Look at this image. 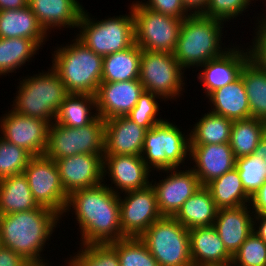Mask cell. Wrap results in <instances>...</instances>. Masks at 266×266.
<instances>
[{"mask_svg":"<svg viewBox=\"0 0 266 266\" xmlns=\"http://www.w3.org/2000/svg\"><path fill=\"white\" fill-rule=\"evenodd\" d=\"M139 238L159 266H193L189 230L175 217L162 216Z\"/></svg>","mask_w":266,"mask_h":266,"instance_id":"ba28073f","label":"cell"},{"mask_svg":"<svg viewBox=\"0 0 266 266\" xmlns=\"http://www.w3.org/2000/svg\"><path fill=\"white\" fill-rule=\"evenodd\" d=\"M97 117L95 95L69 93L61 103L55 122L62 126L78 128L87 126Z\"/></svg>","mask_w":266,"mask_h":266,"instance_id":"f546056e","label":"cell"},{"mask_svg":"<svg viewBox=\"0 0 266 266\" xmlns=\"http://www.w3.org/2000/svg\"><path fill=\"white\" fill-rule=\"evenodd\" d=\"M173 123L165 119L146 131L141 156L151 171L187 167L184 164L190 160V134Z\"/></svg>","mask_w":266,"mask_h":266,"instance_id":"52a82bcc","label":"cell"},{"mask_svg":"<svg viewBox=\"0 0 266 266\" xmlns=\"http://www.w3.org/2000/svg\"><path fill=\"white\" fill-rule=\"evenodd\" d=\"M131 8L135 43L142 50L174 53L183 19L152 11L139 0Z\"/></svg>","mask_w":266,"mask_h":266,"instance_id":"8fae6325","label":"cell"},{"mask_svg":"<svg viewBox=\"0 0 266 266\" xmlns=\"http://www.w3.org/2000/svg\"><path fill=\"white\" fill-rule=\"evenodd\" d=\"M185 169V171L181 168L156 171L165 173L164 177L161 175L162 179L159 181L155 178V181L153 178L150 179L162 216L174 217L183 203L202 187L194 171L189 167Z\"/></svg>","mask_w":266,"mask_h":266,"instance_id":"5bb4252c","label":"cell"},{"mask_svg":"<svg viewBox=\"0 0 266 266\" xmlns=\"http://www.w3.org/2000/svg\"><path fill=\"white\" fill-rule=\"evenodd\" d=\"M230 266H266V242L252 231L232 256Z\"/></svg>","mask_w":266,"mask_h":266,"instance_id":"60d3db41","label":"cell"},{"mask_svg":"<svg viewBox=\"0 0 266 266\" xmlns=\"http://www.w3.org/2000/svg\"><path fill=\"white\" fill-rule=\"evenodd\" d=\"M88 13L84 8L76 37L94 53L104 57L130 48L135 43L134 17L130 5L129 14L106 17L100 21L91 18Z\"/></svg>","mask_w":266,"mask_h":266,"instance_id":"8992f818","label":"cell"},{"mask_svg":"<svg viewBox=\"0 0 266 266\" xmlns=\"http://www.w3.org/2000/svg\"><path fill=\"white\" fill-rule=\"evenodd\" d=\"M51 68L58 74L68 93L95 95L102 82L103 56L94 53L76 36L55 48Z\"/></svg>","mask_w":266,"mask_h":266,"instance_id":"277c9868","label":"cell"},{"mask_svg":"<svg viewBox=\"0 0 266 266\" xmlns=\"http://www.w3.org/2000/svg\"><path fill=\"white\" fill-rule=\"evenodd\" d=\"M265 134L266 121L264 120L254 117L233 120L229 144L235 158L253 154Z\"/></svg>","mask_w":266,"mask_h":266,"instance_id":"d6a6232c","label":"cell"},{"mask_svg":"<svg viewBox=\"0 0 266 266\" xmlns=\"http://www.w3.org/2000/svg\"><path fill=\"white\" fill-rule=\"evenodd\" d=\"M143 92L144 87L139 79L101 82L95 94L98 116L103 120L127 116Z\"/></svg>","mask_w":266,"mask_h":266,"instance_id":"d6986e66","label":"cell"},{"mask_svg":"<svg viewBox=\"0 0 266 266\" xmlns=\"http://www.w3.org/2000/svg\"><path fill=\"white\" fill-rule=\"evenodd\" d=\"M190 163L202 186L235 168L236 158L229 143L190 145Z\"/></svg>","mask_w":266,"mask_h":266,"instance_id":"ffe728a7","label":"cell"},{"mask_svg":"<svg viewBox=\"0 0 266 266\" xmlns=\"http://www.w3.org/2000/svg\"><path fill=\"white\" fill-rule=\"evenodd\" d=\"M182 2L191 14H202L208 4V0H182Z\"/></svg>","mask_w":266,"mask_h":266,"instance_id":"c3c4849f","label":"cell"},{"mask_svg":"<svg viewBox=\"0 0 266 266\" xmlns=\"http://www.w3.org/2000/svg\"><path fill=\"white\" fill-rule=\"evenodd\" d=\"M28 6V0H0V11L21 9Z\"/></svg>","mask_w":266,"mask_h":266,"instance_id":"681fc988","label":"cell"},{"mask_svg":"<svg viewBox=\"0 0 266 266\" xmlns=\"http://www.w3.org/2000/svg\"><path fill=\"white\" fill-rule=\"evenodd\" d=\"M70 211L75 213L79 225L81 245L106 244L126 238L121 229L119 195L105 182L72 192L63 216Z\"/></svg>","mask_w":266,"mask_h":266,"instance_id":"6da1fadb","label":"cell"},{"mask_svg":"<svg viewBox=\"0 0 266 266\" xmlns=\"http://www.w3.org/2000/svg\"><path fill=\"white\" fill-rule=\"evenodd\" d=\"M103 156L92 154H77L56 160L60 179L65 192L94 187L103 179Z\"/></svg>","mask_w":266,"mask_h":266,"instance_id":"ac0fdd59","label":"cell"},{"mask_svg":"<svg viewBox=\"0 0 266 266\" xmlns=\"http://www.w3.org/2000/svg\"><path fill=\"white\" fill-rule=\"evenodd\" d=\"M241 76L248 96L250 117L266 121V71L249 60Z\"/></svg>","mask_w":266,"mask_h":266,"instance_id":"e575fe53","label":"cell"},{"mask_svg":"<svg viewBox=\"0 0 266 266\" xmlns=\"http://www.w3.org/2000/svg\"><path fill=\"white\" fill-rule=\"evenodd\" d=\"M189 128L190 145L229 143L233 120L209 110Z\"/></svg>","mask_w":266,"mask_h":266,"instance_id":"1f68e13d","label":"cell"},{"mask_svg":"<svg viewBox=\"0 0 266 266\" xmlns=\"http://www.w3.org/2000/svg\"><path fill=\"white\" fill-rule=\"evenodd\" d=\"M253 217L250 205L218 209L213 226L231 256L253 231Z\"/></svg>","mask_w":266,"mask_h":266,"instance_id":"7402d4cb","label":"cell"},{"mask_svg":"<svg viewBox=\"0 0 266 266\" xmlns=\"http://www.w3.org/2000/svg\"><path fill=\"white\" fill-rule=\"evenodd\" d=\"M0 266H33L22 255L13 250L1 247L0 248Z\"/></svg>","mask_w":266,"mask_h":266,"instance_id":"f6af8a7d","label":"cell"},{"mask_svg":"<svg viewBox=\"0 0 266 266\" xmlns=\"http://www.w3.org/2000/svg\"><path fill=\"white\" fill-rule=\"evenodd\" d=\"M146 131L127 116L105 120L104 155L141 156Z\"/></svg>","mask_w":266,"mask_h":266,"instance_id":"44dd1931","label":"cell"},{"mask_svg":"<svg viewBox=\"0 0 266 266\" xmlns=\"http://www.w3.org/2000/svg\"><path fill=\"white\" fill-rule=\"evenodd\" d=\"M119 204L121 229L125 237L139 238L162 217L151 184L142 189L119 194Z\"/></svg>","mask_w":266,"mask_h":266,"instance_id":"4fadbf2b","label":"cell"},{"mask_svg":"<svg viewBox=\"0 0 266 266\" xmlns=\"http://www.w3.org/2000/svg\"><path fill=\"white\" fill-rule=\"evenodd\" d=\"M245 192L252 198L266 181V163L260 157L251 154L236 159Z\"/></svg>","mask_w":266,"mask_h":266,"instance_id":"74e56055","label":"cell"},{"mask_svg":"<svg viewBox=\"0 0 266 266\" xmlns=\"http://www.w3.org/2000/svg\"><path fill=\"white\" fill-rule=\"evenodd\" d=\"M140 3L152 11L178 19L184 20L186 17L191 15V13L183 5L182 0H142Z\"/></svg>","mask_w":266,"mask_h":266,"instance_id":"ee69618b","label":"cell"},{"mask_svg":"<svg viewBox=\"0 0 266 266\" xmlns=\"http://www.w3.org/2000/svg\"><path fill=\"white\" fill-rule=\"evenodd\" d=\"M253 154L263 159L266 163V134L258 143Z\"/></svg>","mask_w":266,"mask_h":266,"instance_id":"f907efd6","label":"cell"},{"mask_svg":"<svg viewBox=\"0 0 266 266\" xmlns=\"http://www.w3.org/2000/svg\"><path fill=\"white\" fill-rule=\"evenodd\" d=\"M109 244L116 250L120 266H159L140 238L126 237Z\"/></svg>","mask_w":266,"mask_h":266,"instance_id":"8d00e7d4","label":"cell"},{"mask_svg":"<svg viewBox=\"0 0 266 266\" xmlns=\"http://www.w3.org/2000/svg\"><path fill=\"white\" fill-rule=\"evenodd\" d=\"M261 18V19H259ZM257 22L251 44L248 45L250 61L259 69L266 71V12L257 17ZM256 32V33H255Z\"/></svg>","mask_w":266,"mask_h":266,"instance_id":"7bdbcfd3","label":"cell"},{"mask_svg":"<svg viewBox=\"0 0 266 266\" xmlns=\"http://www.w3.org/2000/svg\"><path fill=\"white\" fill-rule=\"evenodd\" d=\"M232 47L198 68V71H201L197 79L202 84L200 87H203L206 97L213 91L237 80L243 67L250 60L248 47L245 49L237 45Z\"/></svg>","mask_w":266,"mask_h":266,"instance_id":"e0dca14e","label":"cell"},{"mask_svg":"<svg viewBox=\"0 0 266 266\" xmlns=\"http://www.w3.org/2000/svg\"><path fill=\"white\" fill-rule=\"evenodd\" d=\"M224 23L203 14H191L183 20L173 54L185 71L191 67L197 70L229 49L222 48Z\"/></svg>","mask_w":266,"mask_h":266,"instance_id":"3957f363","label":"cell"},{"mask_svg":"<svg viewBox=\"0 0 266 266\" xmlns=\"http://www.w3.org/2000/svg\"><path fill=\"white\" fill-rule=\"evenodd\" d=\"M28 7L49 35L57 28H77L84 9L79 0H28Z\"/></svg>","mask_w":266,"mask_h":266,"instance_id":"603a6c76","label":"cell"},{"mask_svg":"<svg viewBox=\"0 0 266 266\" xmlns=\"http://www.w3.org/2000/svg\"><path fill=\"white\" fill-rule=\"evenodd\" d=\"M218 208L209 190L202 186L174 216L187 230L214 225Z\"/></svg>","mask_w":266,"mask_h":266,"instance_id":"4316f807","label":"cell"},{"mask_svg":"<svg viewBox=\"0 0 266 266\" xmlns=\"http://www.w3.org/2000/svg\"><path fill=\"white\" fill-rule=\"evenodd\" d=\"M150 172L153 173V171L146 166L142 156H103V179H106L105 182H107V178L105 177L108 176V179L110 178L109 181L111 180V184L107 186L118 195L123 192L138 190L149 186L151 184L149 180L151 176ZM113 184L114 187L112 186Z\"/></svg>","mask_w":266,"mask_h":266,"instance_id":"2e32d148","label":"cell"},{"mask_svg":"<svg viewBox=\"0 0 266 266\" xmlns=\"http://www.w3.org/2000/svg\"><path fill=\"white\" fill-rule=\"evenodd\" d=\"M105 120L98 116L84 127L49 125L44 155L54 161L77 154L104 155Z\"/></svg>","mask_w":266,"mask_h":266,"instance_id":"9c48e42d","label":"cell"},{"mask_svg":"<svg viewBox=\"0 0 266 266\" xmlns=\"http://www.w3.org/2000/svg\"><path fill=\"white\" fill-rule=\"evenodd\" d=\"M18 84L16 97L11 101L12 110L52 124L69 94L58 74L50 66L48 71L28 75Z\"/></svg>","mask_w":266,"mask_h":266,"instance_id":"5b68a950","label":"cell"},{"mask_svg":"<svg viewBox=\"0 0 266 266\" xmlns=\"http://www.w3.org/2000/svg\"><path fill=\"white\" fill-rule=\"evenodd\" d=\"M38 207L24 173L0 179V216Z\"/></svg>","mask_w":266,"mask_h":266,"instance_id":"83f0119b","label":"cell"},{"mask_svg":"<svg viewBox=\"0 0 266 266\" xmlns=\"http://www.w3.org/2000/svg\"><path fill=\"white\" fill-rule=\"evenodd\" d=\"M189 241L193 266L231 265L232 256L213 225L190 229Z\"/></svg>","mask_w":266,"mask_h":266,"instance_id":"cb8c5ba5","label":"cell"},{"mask_svg":"<svg viewBox=\"0 0 266 266\" xmlns=\"http://www.w3.org/2000/svg\"><path fill=\"white\" fill-rule=\"evenodd\" d=\"M142 49L134 43L130 48L103 57L102 82L139 79Z\"/></svg>","mask_w":266,"mask_h":266,"instance_id":"f1b7e54d","label":"cell"},{"mask_svg":"<svg viewBox=\"0 0 266 266\" xmlns=\"http://www.w3.org/2000/svg\"><path fill=\"white\" fill-rule=\"evenodd\" d=\"M250 206L254 214H266V181L251 198Z\"/></svg>","mask_w":266,"mask_h":266,"instance_id":"bcb514c9","label":"cell"},{"mask_svg":"<svg viewBox=\"0 0 266 266\" xmlns=\"http://www.w3.org/2000/svg\"><path fill=\"white\" fill-rule=\"evenodd\" d=\"M7 111L0 117V136L23 147L33 156L44 155L50 124L45 120L19 114L12 109Z\"/></svg>","mask_w":266,"mask_h":266,"instance_id":"9a60e30c","label":"cell"},{"mask_svg":"<svg viewBox=\"0 0 266 266\" xmlns=\"http://www.w3.org/2000/svg\"><path fill=\"white\" fill-rule=\"evenodd\" d=\"M185 72L173 53L142 50L139 80L145 91L162 97L164 103L183 95Z\"/></svg>","mask_w":266,"mask_h":266,"instance_id":"30bf717a","label":"cell"},{"mask_svg":"<svg viewBox=\"0 0 266 266\" xmlns=\"http://www.w3.org/2000/svg\"><path fill=\"white\" fill-rule=\"evenodd\" d=\"M210 111L229 118L240 120L250 118V106L242 76L232 83L213 91L208 97Z\"/></svg>","mask_w":266,"mask_h":266,"instance_id":"484cf974","label":"cell"},{"mask_svg":"<svg viewBox=\"0 0 266 266\" xmlns=\"http://www.w3.org/2000/svg\"><path fill=\"white\" fill-rule=\"evenodd\" d=\"M48 36L28 6L0 11V38H27L41 48Z\"/></svg>","mask_w":266,"mask_h":266,"instance_id":"d4e9b609","label":"cell"},{"mask_svg":"<svg viewBox=\"0 0 266 266\" xmlns=\"http://www.w3.org/2000/svg\"><path fill=\"white\" fill-rule=\"evenodd\" d=\"M158 99L161 101L164 100L162 97L144 90L136 105L127 114V117L137 125L149 130L151 127H154L156 124L165 120V118L163 119L162 117L157 118L158 114H160L158 112L161 110V107L159 108Z\"/></svg>","mask_w":266,"mask_h":266,"instance_id":"ab89813d","label":"cell"},{"mask_svg":"<svg viewBox=\"0 0 266 266\" xmlns=\"http://www.w3.org/2000/svg\"><path fill=\"white\" fill-rule=\"evenodd\" d=\"M252 1L256 2V0L255 2L254 0H208L207 7L202 14L226 24V21L235 20L242 16L243 12L248 11L249 6L253 4Z\"/></svg>","mask_w":266,"mask_h":266,"instance_id":"b9f144b4","label":"cell"},{"mask_svg":"<svg viewBox=\"0 0 266 266\" xmlns=\"http://www.w3.org/2000/svg\"><path fill=\"white\" fill-rule=\"evenodd\" d=\"M218 209L250 205L251 197L245 192L236 168L205 185Z\"/></svg>","mask_w":266,"mask_h":266,"instance_id":"4dcf8cb0","label":"cell"},{"mask_svg":"<svg viewBox=\"0 0 266 266\" xmlns=\"http://www.w3.org/2000/svg\"><path fill=\"white\" fill-rule=\"evenodd\" d=\"M32 157L23 147L0 136V179L22 174Z\"/></svg>","mask_w":266,"mask_h":266,"instance_id":"f35d334b","label":"cell"},{"mask_svg":"<svg viewBox=\"0 0 266 266\" xmlns=\"http://www.w3.org/2000/svg\"><path fill=\"white\" fill-rule=\"evenodd\" d=\"M40 48L33 40L27 38H0V77L17 73L39 54ZM38 52V53H37ZM32 57V58H31Z\"/></svg>","mask_w":266,"mask_h":266,"instance_id":"836d02e7","label":"cell"},{"mask_svg":"<svg viewBox=\"0 0 266 266\" xmlns=\"http://www.w3.org/2000/svg\"><path fill=\"white\" fill-rule=\"evenodd\" d=\"M253 231L266 242V214H254Z\"/></svg>","mask_w":266,"mask_h":266,"instance_id":"7dc6e473","label":"cell"},{"mask_svg":"<svg viewBox=\"0 0 266 266\" xmlns=\"http://www.w3.org/2000/svg\"><path fill=\"white\" fill-rule=\"evenodd\" d=\"M23 173L38 205L63 218L69 195L62 185L56 162L45 155L33 156Z\"/></svg>","mask_w":266,"mask_h":266,"instance_id":"7c38bea8","label":"cell"},{"mask_svg":"<svg viewBox=\"0 0 266 266\" xmlns=\"http://www.w3.org/2000/svg\"><path fill=\"white\" fill-rule=\"evenodd\" d=\"M2 239H1V234H0V248L2 247Z\"/></svg>","mask_w":266,"mask_h":266,"instance_id":"816d5d0a","label":"cell"},{"mask_svg":"<svg viewBox=\"0 0 266 266\" xmlns=\"http://www.w3.org/2000/svg\"><path fill=\"white\" fill-rule=\"evenodd\" d=\"M60 222L59 214L43 206L1 215L2 245L22 255L33 266H51L49 260L42 257V252Z\"/></svg>","mask_w":266,"mask_h":266,"instance_id":"7a4b0ae2","label":"cell"},{"mask_svg":"<svg viewBox=\"0 0 266 266\" xmlns=\"http://www.w3.org/2000/svg\"><path fill=\"white\" fill-rule=\"evenodd\" d=\"M80 250V251H79ZM77 252H73L69 259H65L66 266H120L116 250L109 244L80 245Z\"/></svg>","mask_w":266,"mask_h":266,"instance_id":"d590c367","label":"cell"}]
</instances>
